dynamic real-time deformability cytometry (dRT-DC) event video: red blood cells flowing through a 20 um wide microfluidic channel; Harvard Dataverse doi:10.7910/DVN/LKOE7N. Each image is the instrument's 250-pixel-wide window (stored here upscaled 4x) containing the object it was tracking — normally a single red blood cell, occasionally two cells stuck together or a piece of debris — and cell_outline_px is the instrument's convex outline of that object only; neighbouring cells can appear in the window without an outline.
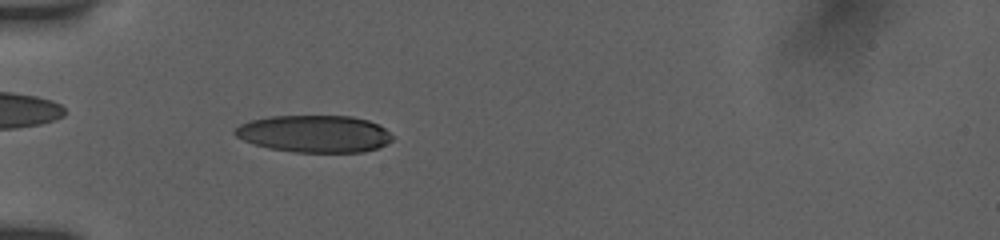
{"species": "human", "species_latin": "Homo sapiens", "temperature_condition": "room temperature", "stored_images_in_passage": 44, "camera_frame_rate_fps": 3000, "um_per_image_px": 0.085, "donor": {"sex": "female"}, "frame": {"image": 1, "passage_image": 14, "time_ms": 6.0, "image_size_px": [1000, 240], "cell_outline_px": [[396, 136], [392, 140], [376, 148], [364, 152], [292, 152], [268, 148], [244, 140], [236, 136], [232, 132], [240, 124], [248, 120], [268, 116], [352, 116], [368, 120], [384, 128]], "centroid_in_image_um": [26.71, 11.37], "position_along_channel_um": 58.3, "area_um2": 34.22}}
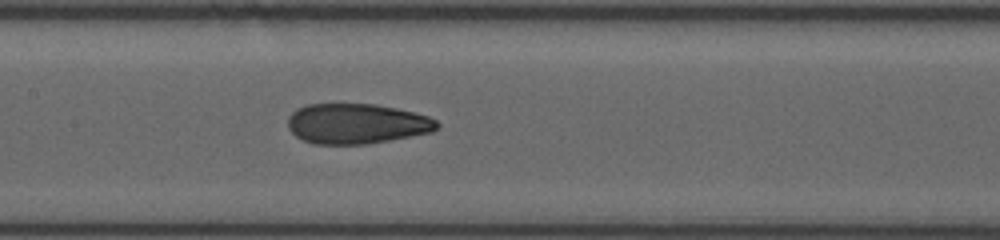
{"frame": {"image": 2, "passage_image": 22, "time_ms": 9.333, "image_size_px": [1000, 240], "cell_outline_px": [[440, 128], [432, 132], [388, 140], [364, 144], [312, 144], [296, 136], [288, 128], [288, 116], [296, 108], [308, 104], [376, 104], [396, 108], [428, 116], [436, 120], [440, 124]], "centroid_in_image_um": [30.31, 10.51], "position_along_channel_um": 177.1, "area_um2": 34.97}}
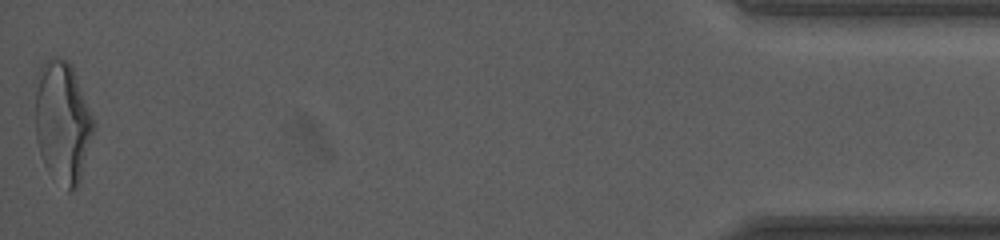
{"frame": {"image": 3, "passage_image": 44, "time_ms": 18.0, "image_size_px": [1000, 240], "cell_outline_px": [[92, 132], [80, 180], [76, 188], [68, 192], [44, 164], [36, 140], [36, 72], [40, 64], [52, 56], [56, 56], [68, 60], [72, 64], [92, 116]], "centroid_in_image_um": [5.28, 10.29], "position_along_channel_um": 429.9, "area_um2": 40.86}, "authors_computed_cell_mechanics": {"area_um2": 35.3158, "velocity_mm_per_s": 3.8888, "shape_relaxation_time_tau1_ms": 8.9202, "shape_relaxation_time_tau2_ms": 1.2082, "deformation_change_tau1": 0.2571, "deformation_change_tau2": 0.0798}}